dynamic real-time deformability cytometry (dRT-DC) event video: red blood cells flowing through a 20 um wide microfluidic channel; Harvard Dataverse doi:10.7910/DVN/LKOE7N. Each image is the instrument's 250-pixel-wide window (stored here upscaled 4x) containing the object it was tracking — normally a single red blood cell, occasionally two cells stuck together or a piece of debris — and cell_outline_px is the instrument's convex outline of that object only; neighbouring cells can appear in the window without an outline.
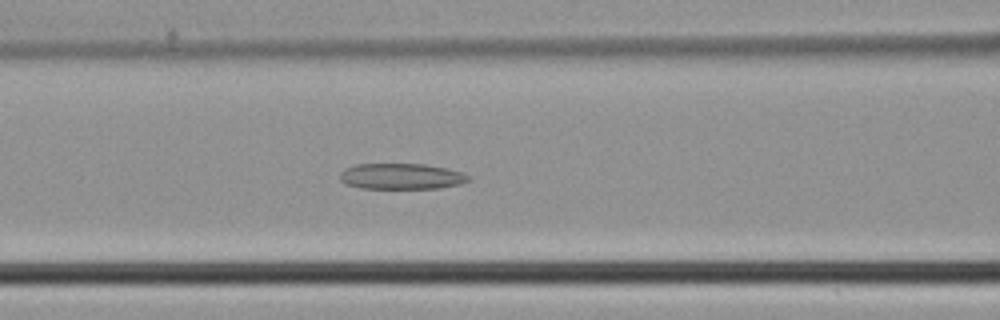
{"species": "common noctule bat (a hibernating species)", "species_latin": "Nyctalus noctula", "temperature_condition": "cold", "stored_images_in_passage": 47, "camera_frame_rate_fps": 3000, "um_per_image_px": 0.085, "animal": {"sex": "male", "body_mass_g": 21.5, "forearm_length_mm": 52.0}, "frame": {"image": 1, "passage_image": 20, "time_ms": 6.333, "image_size_px": [1000, 320], "cell_outline_px": [[472, 176], [468, 180], [460, 184], [440, 188], [360, 188], [344, 184], [340, 180], [340, 172], [344, 168], [356, 164], [424, 164], [444, 168], [460, 172]], "centroid_in_image_um": [34.07, 14.99], "position_along_channel_um": 132.5, "area_um2": 19.36}}
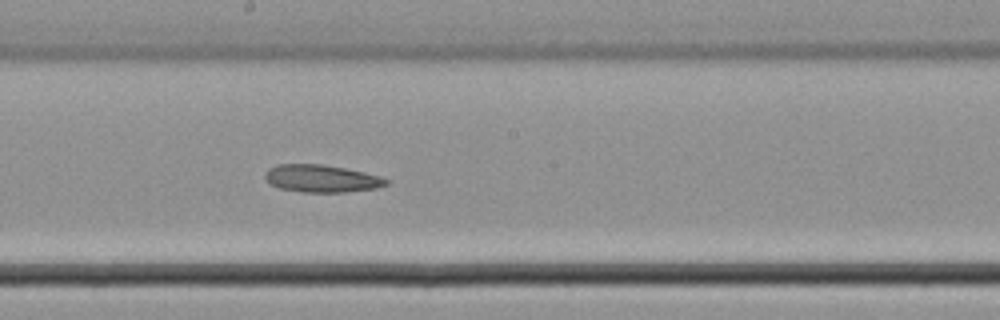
{"frame": {"image": 2, "passage_image": 26, "time_ms": 8.333, "image_size_px": [1000, 320], "cell_outline_px": [[388, 184], [376, 188], [344, 192], [304, 192], [280, 188], [268, 184], [264, 176], [264, 172], [268, 168], [276, 164], [320, 164], [344, 168], [364, 172], [380, 176], [388, 180]], "centroid_in_image_um": [27.28, 15.17], "position_along_channel_um": 220.9, "area_um2": 19.42}}
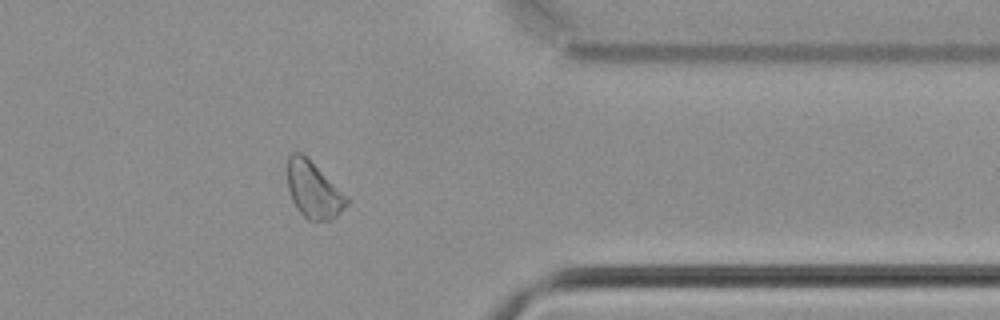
{"frame": {"image": 3, "passage_image": 38, "time_ms": 12.333, "image_size_px": [1000, 320], "cell_outline_px": [[348, 204], [332, 220], [308, 220], [296, 208], [292, 200], [288, 188], [288, 156], [292, 152], [300, 152], [348, 196]], "centroid_in_image_um": [26.65, 16.16], "position_along_channel_um": 384.8, "area_um2": 19.13}}